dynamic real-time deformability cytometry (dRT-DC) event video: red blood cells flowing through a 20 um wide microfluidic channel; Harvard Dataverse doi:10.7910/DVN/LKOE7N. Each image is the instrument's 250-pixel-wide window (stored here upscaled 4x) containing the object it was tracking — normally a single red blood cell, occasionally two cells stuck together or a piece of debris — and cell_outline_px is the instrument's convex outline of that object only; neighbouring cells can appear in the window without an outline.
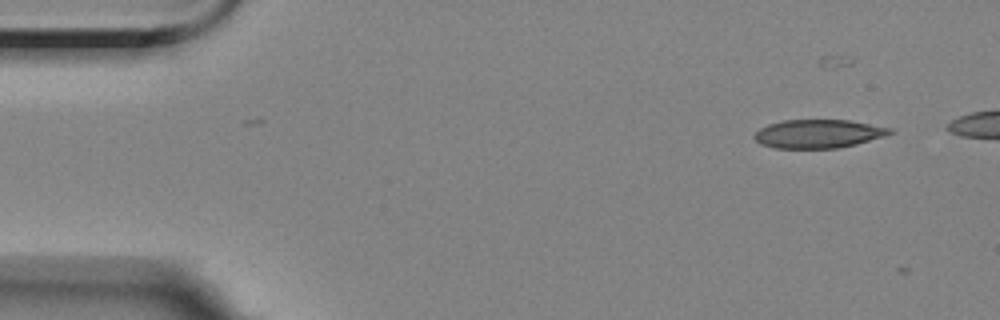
{"species": "Egyptian fruit bat (a non-hibernating species)", "species_latin": "Rousettus aegyptiacus", "temperature_condition": "room temperature", "stored_images_in_passage": 2, "camera_frame_rate_fps": 3000, "um_per_image_px": 0.085, "animal": {"sex": "female"}, "frame": {"image": 1, "passage_image": 2, "time_ms": 1.333, "image_size_px": [1000, 320], "cell_outline_px": [[896, 132], [884, 136], [856, 144], [840, 148], [772, 148], [760, 144], [752, 136], [760, 128], [768, 124], [784, 120], [848, 120], [892, 128]], "centroid_in_image_um": [69.55, 11.37], "position_along_channel_um": 15.5, "area_um2": 22.6}}